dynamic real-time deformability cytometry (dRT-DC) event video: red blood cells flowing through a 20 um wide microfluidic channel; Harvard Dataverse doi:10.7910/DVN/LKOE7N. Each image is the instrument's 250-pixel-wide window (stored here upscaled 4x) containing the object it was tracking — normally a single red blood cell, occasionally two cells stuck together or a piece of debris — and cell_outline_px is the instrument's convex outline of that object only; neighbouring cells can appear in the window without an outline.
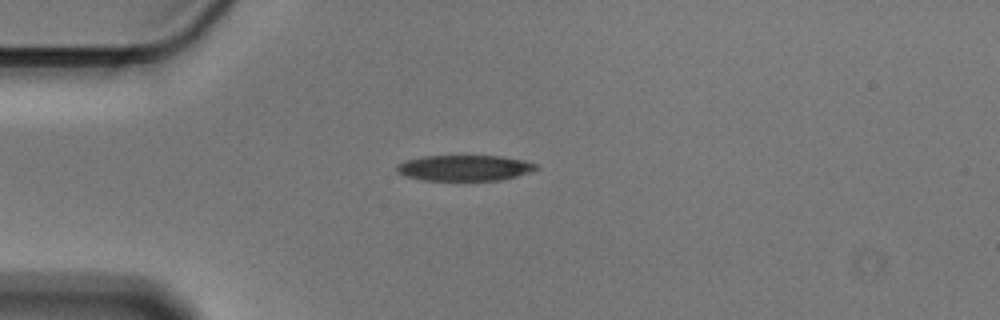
{"species": "Egyptian fruit bat (a non-hibernating species)", "species_latin": "Rousettus aegyptiacus", "temperature_condition": "cold", "stored_images_in_passage": 42, "camera_frame_rate_fps": 3000, "um_per_image_px": 0.085, "animal": {"sex": "male"}, "frame": {"image": 1, "passage_image": 1, "time_ms": 0.0, "image_size_px": [1000, 320], "cell_outline_px": [[540, 168], [504, 180], [424, 180], [404, 176], [396, 172], [396, 164], [404, 160], [420, 156], [500, 156], [524, 160], [536, 164]], "centroid_in_image_um": [39.43, 14.27], "position_along_channel_um": 45.6, "area_um2": 21.04}}
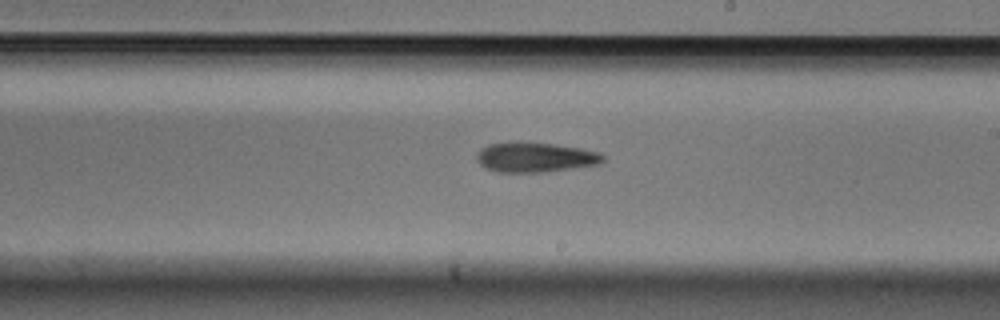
{"frame": {"image": 2, "passage_image": 19, "time_ms": 6.0, "image_size_px": [1000, 320], "cell_outline_px": [[604, 160], [600, 164], [544, 172], [496, 172], [484, 168], [476, 160], [476, 152], [480, 148], [488, 144], [552, 144], [580, 148], [600, 152], [604, 156]], "centroid_in_image_um": [45.48, 13.4], "position_along_channel_um": 243.5, "area_um2": 21.5}}
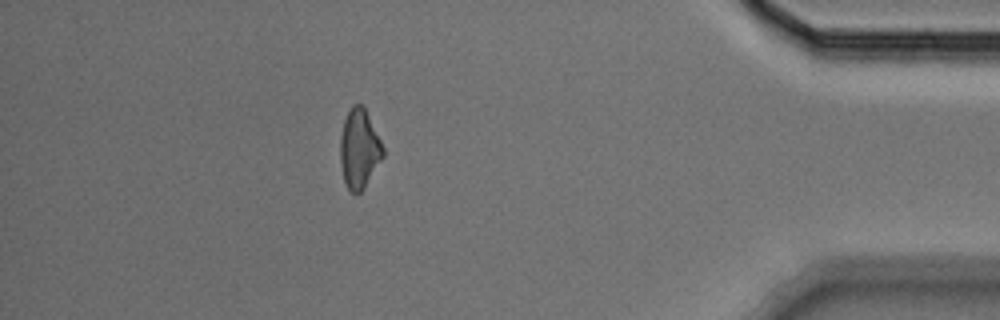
{"frame": {"image": 3, "passage_image": 36, "time_ms": 11.667, "image_size_px": [1000, 320], "cell_outline_px": [[384, 156], [364, 188], [356, 196], [348, 188], [344, 180], [340, 164], [340, 136], [344, 120], [352, 104], [364, 104], [384, 148]], "centroid_in_image_um": [30.54, 12.63], "position_along_channel_um": 404.7, "area_um2": 19.94}, "authors_computed_cell_mechanics": {"area_um2": 21.386, "velocity_mm_per_s": 3.5899, "shape_relaxation_time_tau1_ms": 5.8341, "shape_relaxation_time_tau2_ms": null, "deformation_change_tau1": 0.1574, "deformation_change_tau2": null}}